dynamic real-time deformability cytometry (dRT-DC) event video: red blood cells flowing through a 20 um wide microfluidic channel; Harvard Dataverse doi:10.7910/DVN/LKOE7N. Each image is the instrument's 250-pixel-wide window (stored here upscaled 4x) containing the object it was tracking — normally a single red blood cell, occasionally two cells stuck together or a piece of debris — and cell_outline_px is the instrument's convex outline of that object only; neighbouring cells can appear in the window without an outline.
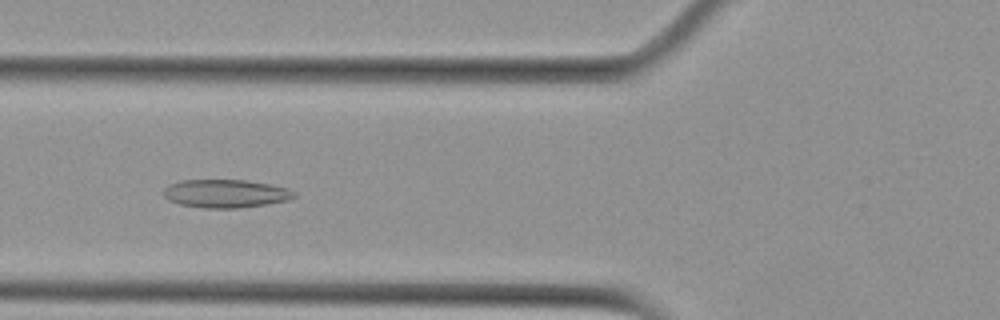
{"species": "Egyptian fruit bat (a non-hibernating species)", "species_latin": "Rousettus aegyptiacus", "temperature_condition": "cold", "stored_images_in_passage": 9, "camera_frame_rate_fps": 3000, "um_per_image_px": 0.085, "animal": {"sex": "female"}, "frame": {"image": 1, "passage_image": 6, "time_ms": 6.667, "image_size_px": [1000, 320], "cell_outline_px": [[296, 196], [288, 200], [268, 204], [240, 208], [204, 208], [180, 204], [168, 200], [164, 196], [164, 188], [168, 184], [180, 180], [244, 180], [272, 184], [288, 188], [296, 192]], "centroid_in_image_um": [19.19, 16.45], "position_along_channel_um": 106.6, "area_um2": 21.68}}
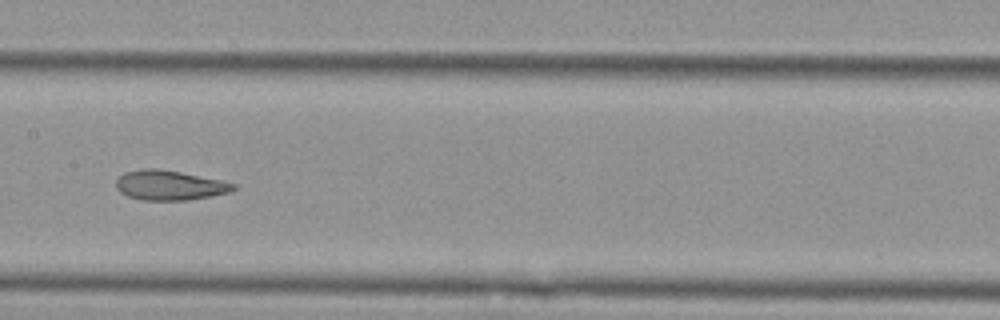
{"frame": {"image": 2, "passage_image": 8, "time_ms": 9.0, "image_size_px": [1000, 320], "cell_outline_px": [[236, 188], [232, 192], [212, 196], [188, 200], [140, 200], [128, 196], [120, 192], [116, 188], [116, 180], [124, 172], [144, 168], [156, 168], [180, 172], [220, 180], [236, 184]], "centroid_in_image_um": [14.41, 15.75], "position_along_channel_um": 193.0, "area_um2": 20.4}}
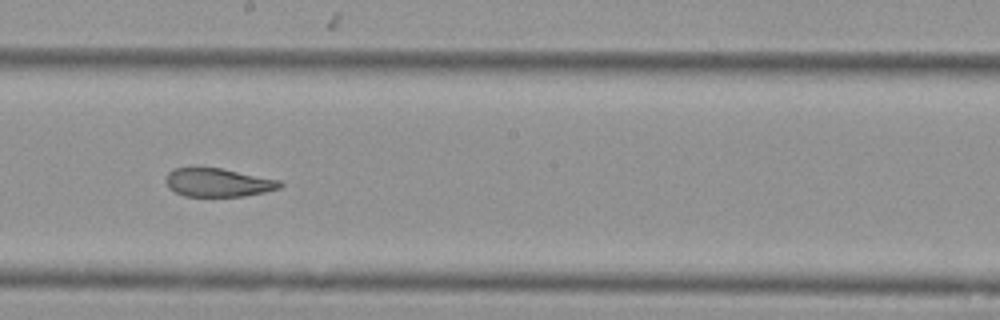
{"frame": {"image": 3, "passage_image": 9, "time_ms": 10.0, "image_size_px": [1000, 320], "cell_outline_px": [[284, 184], [280, 188], [264, 192], [244, 196], [184, 196], [168, 188], [164, 180], [168, 172], [172, 168], [192, 164], [220, 168], [280, 180]], "centroid_in_image_um": [18.44, 15.47], "position_along_channel_um": 229.8, "area_um2": 19.59}}